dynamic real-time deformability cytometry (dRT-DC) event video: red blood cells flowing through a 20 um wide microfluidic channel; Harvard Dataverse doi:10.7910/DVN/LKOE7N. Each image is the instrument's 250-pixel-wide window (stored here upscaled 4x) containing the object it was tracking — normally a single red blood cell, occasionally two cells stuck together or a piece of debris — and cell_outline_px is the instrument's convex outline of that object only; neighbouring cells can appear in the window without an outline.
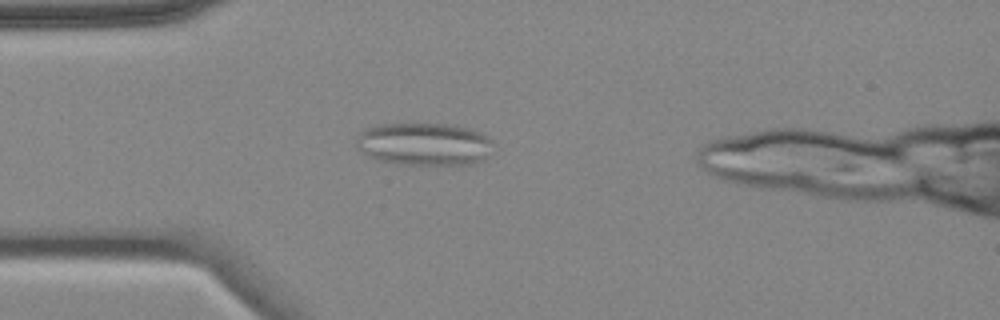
{"species": "common noctule bat (a hibernating species)", "species_latin": "Nyctalus noctula", "temperature_condition": "cold", "stored_images_in_passage": 12, "camera_frame_rate_fps": 3000, "um_per_image_px": 0.085, "animal": {"sex": "female", "body_mass_g": 18.4}, "frame": {"image": 1, "passage_image": 4, "time_ms": 3.667, "image_size_px": [1000, 320], "cell_outline_px": [[492, 140], [484, 160], [472, 164], [408, 164], [380, 160], [368, 156], [360, 152], [356, 148], [356, 136], [364, 128], [380, 124], [452, 124], [468, 128], [480, 132], [488, 136]], "centroid_in_image_um": [36.0, 12.23], "position_along_channel_um": 49.0, "area_um2": 33.99}}